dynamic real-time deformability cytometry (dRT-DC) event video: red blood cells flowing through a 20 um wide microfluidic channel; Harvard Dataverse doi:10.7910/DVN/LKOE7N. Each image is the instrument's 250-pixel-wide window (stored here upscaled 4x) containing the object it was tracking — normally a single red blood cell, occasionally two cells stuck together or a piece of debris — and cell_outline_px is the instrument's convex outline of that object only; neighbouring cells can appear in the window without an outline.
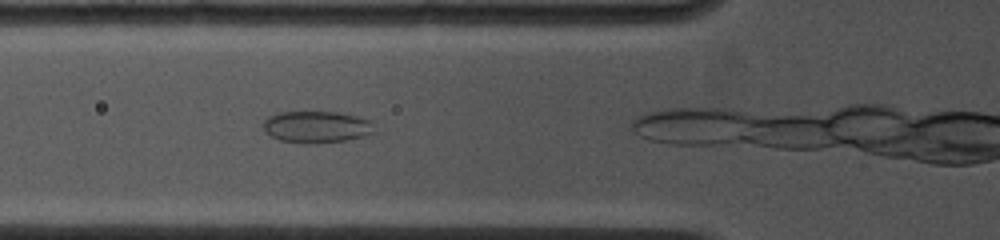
{"species": "common noctule bat (a hibernating species)", "species_latin": "Nyctalus noctula", "temperature_condition": "cold", "stored_images_in_passage": 2, "camera_frame_rate_fps": 4500, "um_per_image_px": 0.085, "animal": {"sex": "female", "body_mass_g": 19.0, "forearm_length_mm": 53.3}, "frame": {"image": 1, "passage_image": 2, "time_ms": 0.667, "image_size_px": [1000, 240], "cell_outline_px": [[376, 132], [348, 140], [312, 144], [300, 144], [280, 140], [264, 132], [264, 120], [268, 116], [280, 112], [308, 108], [336, 112], [360, 116], [372, 120]], "centroid_in_image_um": [26.91, 10.74], "position_along_channel_um": 98.9, "area_um2": 21.73}}